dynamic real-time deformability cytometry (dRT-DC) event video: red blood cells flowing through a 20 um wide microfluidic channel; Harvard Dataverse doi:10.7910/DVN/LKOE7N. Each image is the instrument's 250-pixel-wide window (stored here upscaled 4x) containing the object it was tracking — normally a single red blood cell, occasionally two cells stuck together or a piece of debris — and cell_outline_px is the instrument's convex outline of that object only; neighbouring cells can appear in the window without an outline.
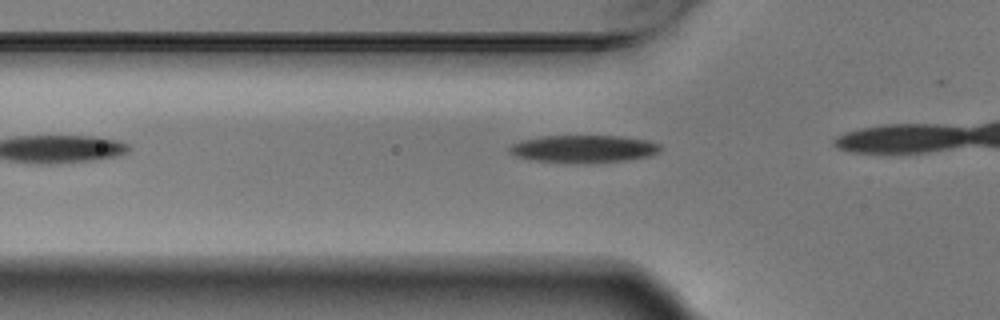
{"species": "Egyptian fruit bat (a non-hibernating species)", "species_latin": "Rousettus aegyptiacus", "temperature_condition": "warm", "stored_images_in_passage": 7, "camera_frame_rate_fps": 3000, "um_per_image_px": 0.085, "animal": {"sex": "male"}, "frame": {"image": 1, "passage_image": 2, "time_ms": 0.333, "image_size_px": [1000, 320], "cell_outline_px": [[660, 152], [648, 156], [624, 160], [536, 160], [516, 156], [508, 152], [508, 148], [512, 144], [524, 140], [540, 136], [620, 136], [648, 140], [660, 144]], "centroid_in_image_um": [49.63, 12.59], "position_along_channel_um": 76.2, "area_um2": 22.89}}
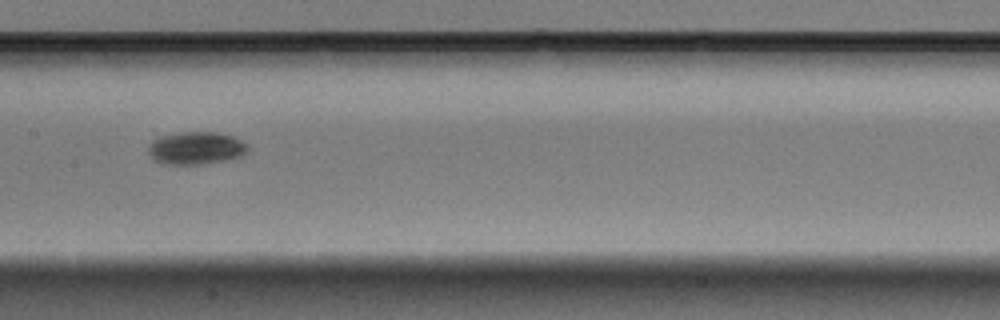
{"frame": {"image": 2, "passage_image": 6, "time_ms": 1.667, "image_size_px": [1000, 320], "cell_outline_px": [[248, 148], [240, 156], [224, 160], [204, 164], [160, 164], [152, 160], [148, 152], [148, 148], [160, 136], [180, 132], [212, 132], [232, 136], [248, 144]], "centroid_in_image_um": [16.62, 12.6], "position_along_channel_um": 190.8, "area_um2": 18.73}}
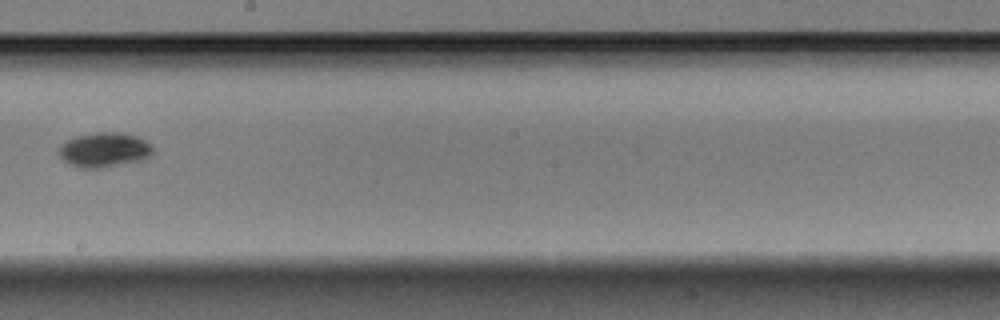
{"frame": {"image": 3, "passage_image": 7, "time_ms": 2.0, "image_size_px": [1000, 320], "cell_outline_px": [[156, 152], [152, 156], [140, 160], [100, 168], [80, 168], [68, 164], [56, 152], [60, 144], [76, 136], [96, 132], [120, 132], [136, 136], [144, 140], [156, 148]], "centroid_in_image_um": [8.87, 12.73], "position_along_channel_um": 239.3, "area_um2": 19.25}}